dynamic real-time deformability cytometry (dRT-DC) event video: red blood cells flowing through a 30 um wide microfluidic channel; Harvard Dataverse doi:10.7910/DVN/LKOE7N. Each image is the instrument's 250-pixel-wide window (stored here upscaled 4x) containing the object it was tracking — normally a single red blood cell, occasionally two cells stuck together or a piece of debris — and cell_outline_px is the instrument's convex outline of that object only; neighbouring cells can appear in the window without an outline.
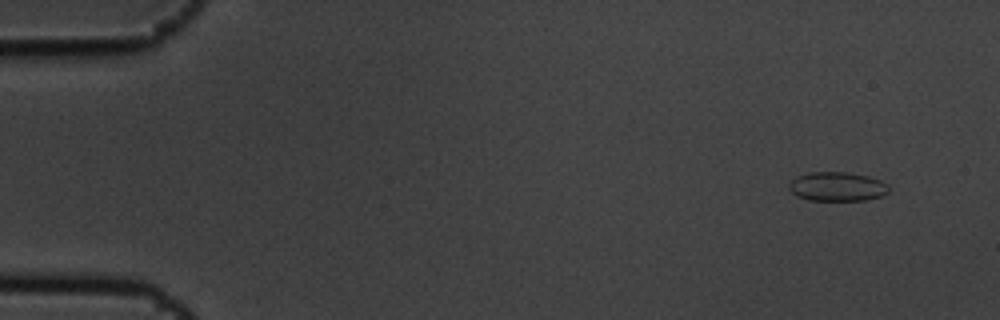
{"species": "common noctule bat (a hibernating species)", "species_latin": "Nyctalus noctula", "temperature_condition": "cold", "stored_images_in_passage": 7, "camera_frame_rate_fps": 3000, "um_per_image_px": 0.085, "animal": {"sex": "male", "body_mass_g": 19.5, "forearm_length_mm": 54.6}, "frame": {"image": 1, "passage_image": 1, "time_ms": 0.0, "image_size_px": [1000, 320], "cell_outline_px": [[888, 192], [880, 196], [864, 200], [808, 200], [796, 196], [788, 188], [788, 184], [796, 176], [808, 172], [844, 172], [868, 176], [880, 180], [888, 184]], "centroid_in_image_um": [71.12, 15.85], "position_along_channel_um": 13.9, "area_um2": 16.94}}
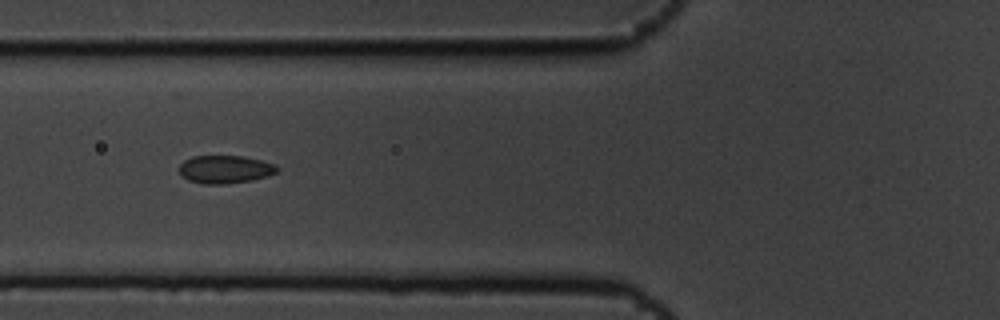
{"frame": {"image": 2, "passage_image": 6, "time_ms": 1.667, "image_size_px": [1000, 320], "cell_outline_px": [[280, 168], [276, 172], [268, 176], [252, 180], [224, 184], [204, 184], [188, 180], [180, 172], [180, 164], [184, 160], [192, 156], [244, 156], [276, 164]], "centroid_in_image_um": [19.16, 14.39], "position_along_channel_um": 106.6, "area_um2": 15.95}}
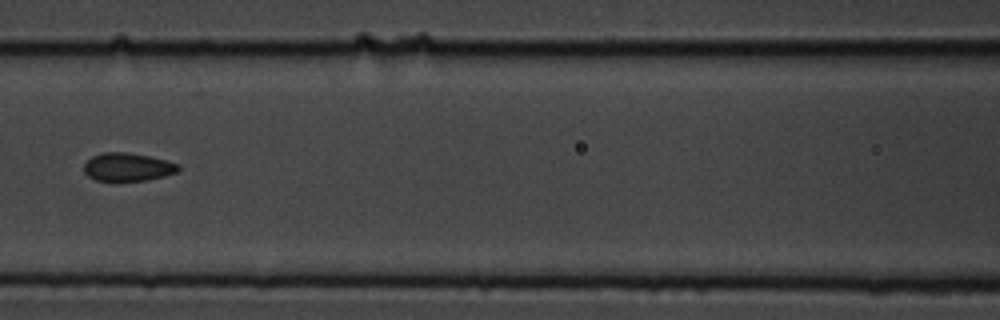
{"frame": {"image": 3, "passage_image": 7, "time_ms": 2.0, "image_size_px": [1000, 320], "cell_outline_px": [[180, 172], [148, 180], [96, 180], [88, 176], [84, 172], [84, 164], [92, 156], [104, 152], [128, 152], [168, 160], [180, 164]], "centroid_in_image_um": [10.9, 14.18], "position_along_channel_um": 155.7, "area_um2": 15.55}}